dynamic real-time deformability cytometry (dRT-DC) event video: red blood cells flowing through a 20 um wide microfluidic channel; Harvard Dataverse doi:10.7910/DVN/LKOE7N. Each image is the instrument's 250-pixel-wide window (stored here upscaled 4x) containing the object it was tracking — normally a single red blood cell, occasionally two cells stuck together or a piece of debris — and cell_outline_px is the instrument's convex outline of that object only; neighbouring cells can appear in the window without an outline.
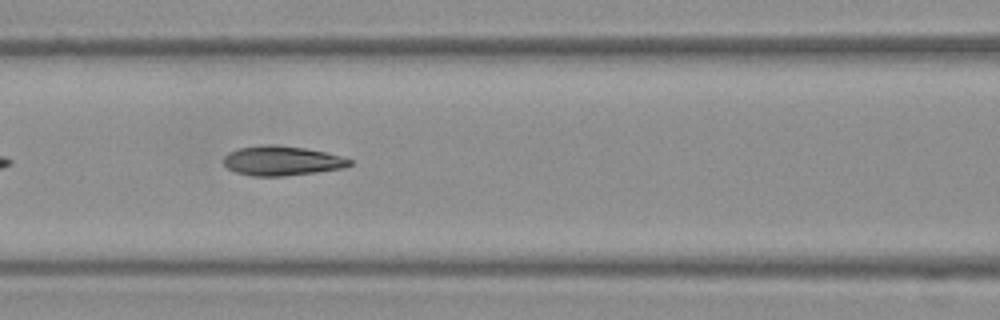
{"species": "Egyptian fruit bat (a non-hibernating species)", "species_latin": "Rousettus aegyptiacus", "temperature_condition": "warm", "stored_images_in_passage": 18, "camera_frame_rate_fps": 3000, "um_per_image_px": 0.085, "frame": {"image": 1, "passage_image": 8, "time_ms": 2.333, "image_size_px": [1000, 320], "cell_outline_px": [[352, 164], [344, 168], [316, 172], [284, 176], [252, 176], [236, 172], [228, 168], [224, 164], [224, 156], [228, 152], [240, 148], [264, 144], [272, 144], [304, 148], [324, 152], [340, 156], [352, 160]], "centroid_in_image_um": [23.95, 13.67], "position_along_channel_um": 142.7, "area_um2": 21.62}}
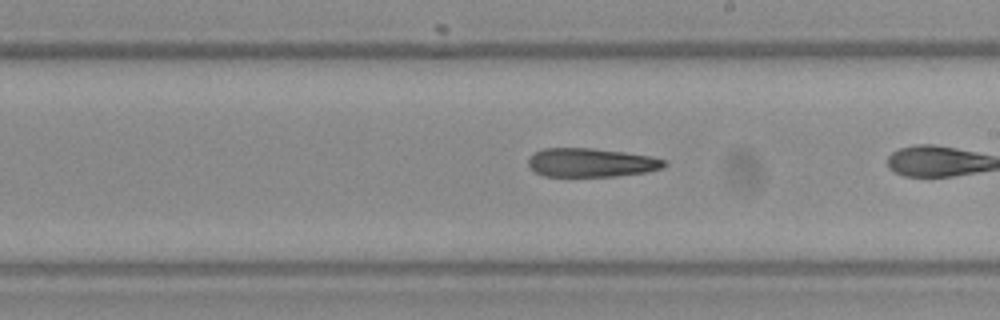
{"frame": {"image": 2, "passage_image": 13, "time_ms": 4.0, "image_size_px": [1000, 320], "cell_outline_px": [[668, 164], [660, 168], [644, 172], [616, 176], [544, 176], [536, 172], [528, 164], [528, 156], [532, 152], [544, 148], [592, 148], [624, 152], [652, 156], [668, 160]], "centroid_in_image_um": [50.23, 13.81], "position_along_channel_um": 238.8, "area_um2": 22.89}}
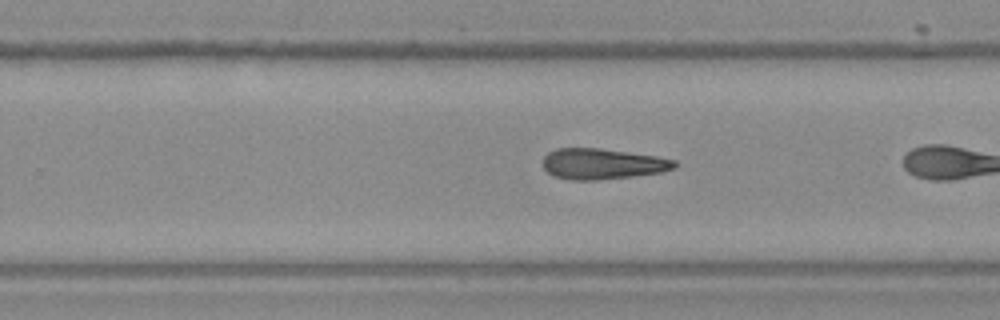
{"frame": {"image": 3, "passage_image": 16, "time_ms": 5.0, "image_size_px": [1000, 320], "cell_outline_px": [[680, 164], [676, 168], [660, 172], [632, 176], [596, 180], [572, 180], [556, 176], [548, 172], [544, 168], [544, 156], [548, 152], [556, 148], [600, 148], [656, 156], [676, 160]], "centroid_in_image_um": [51.24, 13.92], "position_along_channel_um": 278.6, "area_um2": 23.52}}